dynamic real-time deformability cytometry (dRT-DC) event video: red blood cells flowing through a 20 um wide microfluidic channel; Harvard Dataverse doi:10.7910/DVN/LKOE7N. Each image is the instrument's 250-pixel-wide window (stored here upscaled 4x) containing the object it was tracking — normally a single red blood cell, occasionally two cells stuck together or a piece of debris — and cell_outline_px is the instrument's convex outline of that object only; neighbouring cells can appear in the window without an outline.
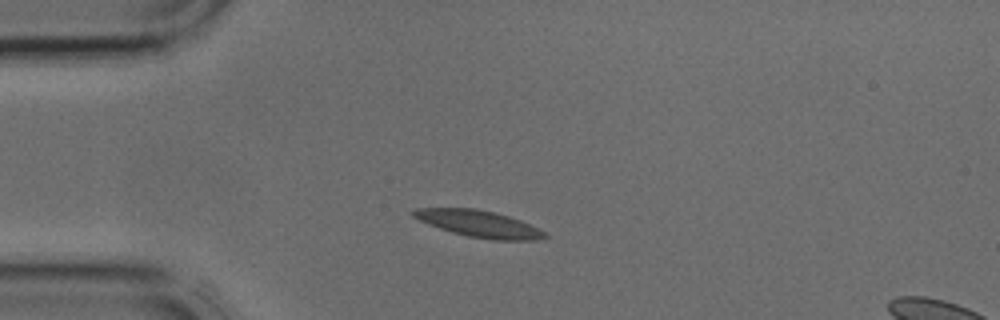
{"species": "common noctule bat (a hibernating species)", "species_latin": "Nyctalus noctula", "temperature_condition": "cold", "stored_images_in_passage": 1, "camera_frame_rate_fps": 3000, "um_per_image_px": 0.085, "animal": {"sex": "male", "body_mass_g": 17.9, "forearm_length_mm": 54.2}, "frame": {"image": 1, "passage_image": 1, "time_ms": 0.0, "image_size_px": [1000, 320], "cell_outline_px": [[548, 236], [532, 240], [492, 240], [468, 236], [452, 232], [428, 224], [412, 216], [412, 212], [416, 208], [472, 208], [492, 212], [508, 216], [520, 220], [544, 232]], "centroid_in_image_um": [40.67, 19.02], "position_along_channel_um": 44.3, "area_um2": 20.0}}